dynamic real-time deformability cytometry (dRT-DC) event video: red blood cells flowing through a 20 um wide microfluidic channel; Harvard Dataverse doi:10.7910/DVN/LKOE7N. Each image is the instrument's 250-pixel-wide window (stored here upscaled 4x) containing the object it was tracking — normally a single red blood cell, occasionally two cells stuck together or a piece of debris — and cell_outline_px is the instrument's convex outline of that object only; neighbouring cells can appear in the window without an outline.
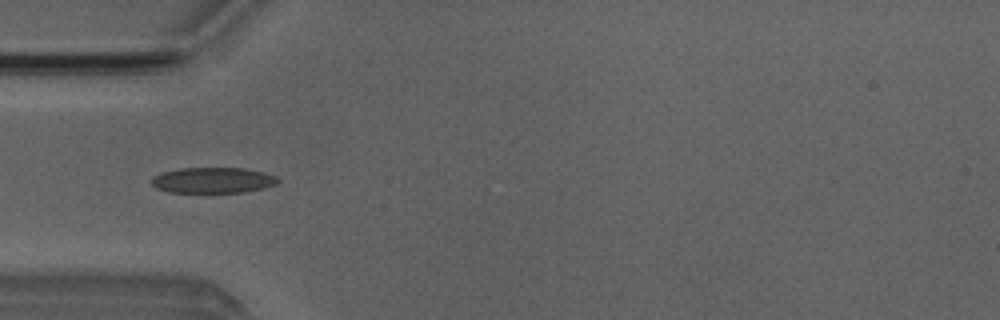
{"species": "Egyptian fruit bat (a non-hibernating species)", "species_latin": "Rousettus aegyptiacus", "temperature_condition": "room temperature", "stored_images_in_passage": 3, "camera_frame_rate_fps": 3000, "um_per_image_px": 0.085, "animal": {"sex": "male"}, "frame": {"image": 1, "passage_image": 3, "time_ms": 3.0, "image_size_px": [1000, 320], "cell_outline_px": [[280, 180], [276, 184], [264, 188], [244, 192], [168, 192], [156, 188], [152, 184], [152, 176], [160, 172], [180, 168], [244, 168], [264, 172], [276, 176]], "centroid_in_image_um": [18.09, 15.31], "position_along_channel_um": 66.9, "area_um2": 19.02}}